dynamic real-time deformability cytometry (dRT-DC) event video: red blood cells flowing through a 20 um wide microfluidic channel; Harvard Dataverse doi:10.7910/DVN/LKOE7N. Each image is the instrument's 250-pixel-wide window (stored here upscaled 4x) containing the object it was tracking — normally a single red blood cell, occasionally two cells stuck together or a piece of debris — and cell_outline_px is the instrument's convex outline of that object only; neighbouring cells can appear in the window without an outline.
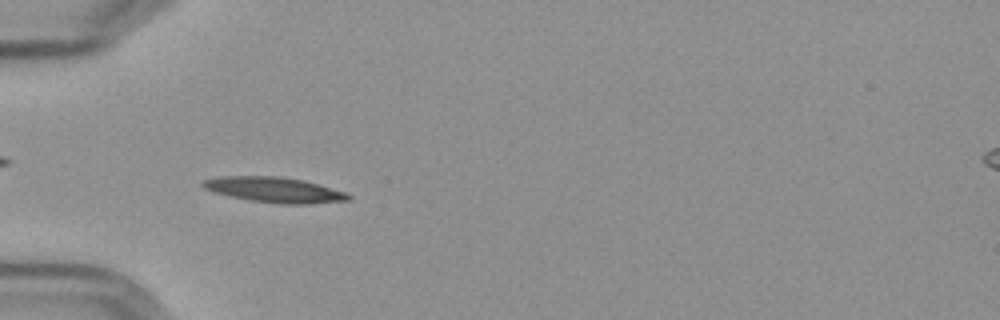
{"species": "Egyptian fruit bat (a non-hibernating species)", "species_latin": "Rousettus aegyptiacus", "temperature_condition": "cold", "stored_images_in_passage": 59, "camera_frame_rate_fps": 3000, "um_per_image_px": 0.085, "frame": {"image": 1, "passage_image": 20, "time_ms": 6.333, "image_size_px": [1000, 320], "cell_outline_px": [[352, 200], [312, 204], [280, 204], [252, 200], [212, 192], [204, 188], [200, 184], [204, 180], [220, 176], [280, 176], [304, 180], [344, 192], [352, 196]], "centroid_in_image_um": [23.34, 16.13], "position_along_channel_um": 61.7, "area_um2": 21.44}}
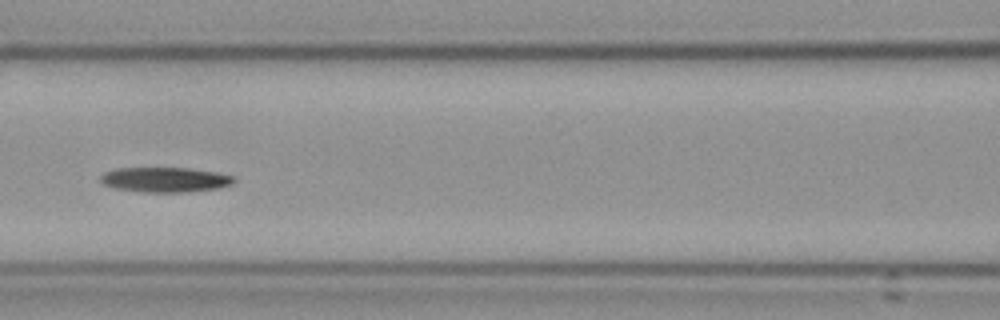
{"frame": {"image": 2, "passage_image": 28, "time_ms": 9.0, "image_size_px": [1000, 320], "cell_outline_px": [[236, 180], [232, 184], [220, 188], [184, 192], [140, 192], [116, 188], [104, 184], [100, 180], [100, 176], [104, 172], [112, 168], [188, 168], [216, 172], [236, 176]], "centroid_in_image_um": [14.05, 15.27], "position_along_channel_um": 152.6, "area_um2": 19.54}}
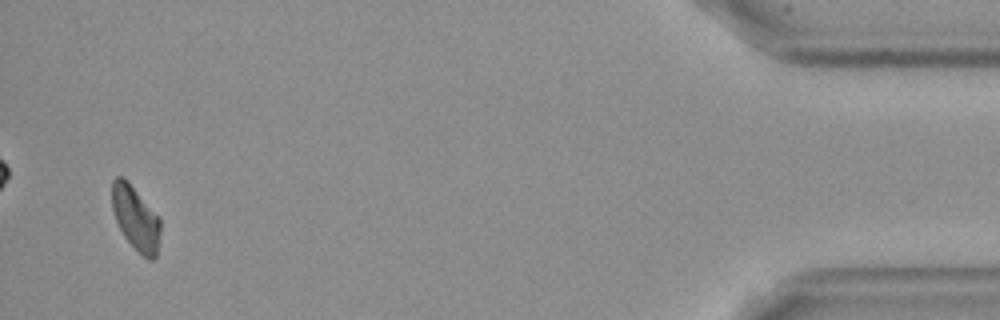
{"frame": {"image": 3, "passage_image": 57, "time_ms": 18.667, "image_size_px": [1000, 320], "cell_outline_px": [[160, 232], [156, 256], [152, 260], [148, 260], [124, 236], [116, 220], [112, 208], [112, 180], [116, 176], [124, 176], [128, 180], [160, 220]], "centroid_in_image_um": [11.51, 18.51], "position_along_channel_um": 423.7, "area_um2": 17.69}}